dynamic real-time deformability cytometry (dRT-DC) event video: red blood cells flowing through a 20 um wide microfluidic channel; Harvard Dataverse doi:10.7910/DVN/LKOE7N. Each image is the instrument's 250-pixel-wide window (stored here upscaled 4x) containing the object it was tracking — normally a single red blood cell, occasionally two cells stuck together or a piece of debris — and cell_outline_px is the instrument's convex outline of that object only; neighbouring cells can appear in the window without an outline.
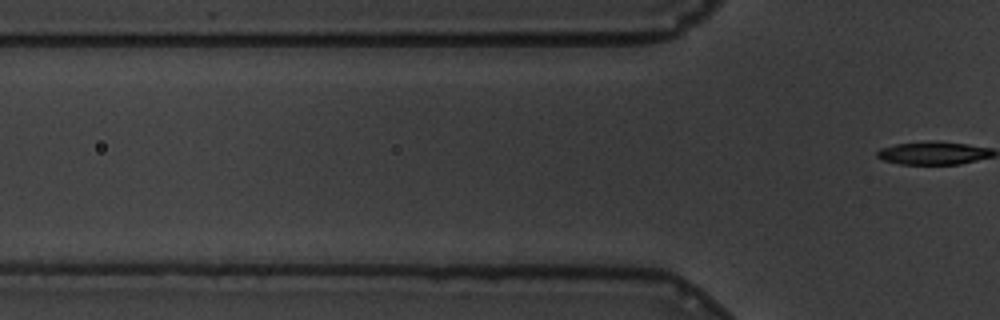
{"species": "common noctule bat (a hibernating species)", "species_latin": "Nyctalus noctula", "temperature_condition": "warm", "stored_images_in_passage": 2, "camera_frame_rate_fps": 3000, "um_per_image_px": 0.085, "animal": {"sex": "male", "body_mass_g": 19.5, "forearm_length_mm": 54.6}, "frame": {"image": 1, "passage_image": 2, "time_ms": 0.333, "image_size_px": [1000, 320], "cell_outline_px": [[684, 292], [520, 276], [520, 272], [648, 268], [660, 268], [680, 276], [684, 280]], "centroid_in_image_um": [52.57, 23.61], "position_along_channel_um": 73.2, "area_um2": 16.24}}